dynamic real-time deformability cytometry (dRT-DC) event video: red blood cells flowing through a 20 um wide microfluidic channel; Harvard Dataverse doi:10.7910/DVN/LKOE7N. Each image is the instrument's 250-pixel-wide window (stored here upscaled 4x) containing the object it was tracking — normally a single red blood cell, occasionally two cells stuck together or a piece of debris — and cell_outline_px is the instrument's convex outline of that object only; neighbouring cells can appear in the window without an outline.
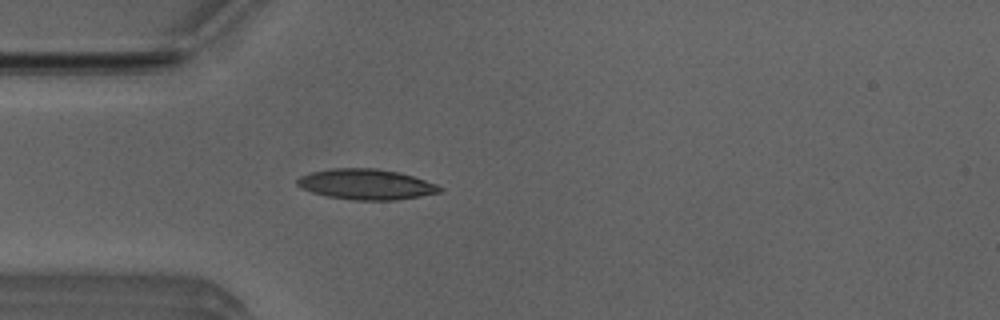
{"species": "Egyptian fruit bat (a non-hibernating species)", "species_latin": "Rousettus aegyptiacus", "temperature_condition": "room temperature", "stored_images_in_passage": 4, "camera_frame_rate_fps": 3000, "um_per_image_px": 0.085, "animal": {"sex": "male"}, "frame": {"image": 1, "passage_image": 4, "time_ms": 1.0, "image_size_px": [1000, 320], "cell_outline_px": [[444, 188], [440, 192], [420, 196], [396, 200], [352, 200], [328, 196], [312, 192], [300, 188], [296, 184], [296, 180], [300, 176], [312, 172], [332, 168], [376, 168], [396, 172], [412, 176], [436, 184]], "centroid_in_image_um": [31.1, 15.67], "position_along_channel_um": 53.9, "area_um2": 25.2}}